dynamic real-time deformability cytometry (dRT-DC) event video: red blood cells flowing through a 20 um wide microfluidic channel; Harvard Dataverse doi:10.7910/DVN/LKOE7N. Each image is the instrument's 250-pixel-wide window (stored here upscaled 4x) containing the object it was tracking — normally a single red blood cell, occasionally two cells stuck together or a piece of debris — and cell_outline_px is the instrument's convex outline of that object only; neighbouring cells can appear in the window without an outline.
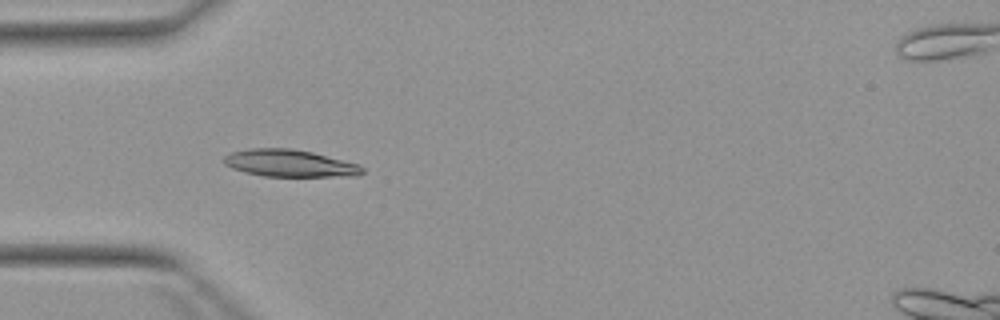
{"species": "Egyptian fruit bat (a non-hibernating species)", "species_latin": "Rousettus aegyptiacus", "temperature_condition": "warm", "stored_images_in_passage": 4, "camera_frame_rate_fps": 3000, "um_per_image_px": 0.085, "animal": {"sex": "female"}, "frame": {"image": 1, "passage_image": 2, "time_ms": 2.0, "image_size_px": [1000, 320], "cell_outline_px": [[364, 172], [356, 176], [264, 176], [244, 172], [232, 168], [224, 164], [224, 156], [232, 152], [248, 148], [292, 148], [312, 152], [356, 164], [364, 168]], "centroid_in_image_um": [24.58, 13.87], "position_along_channel_um": 60.4, "area_um2": 21.73}}
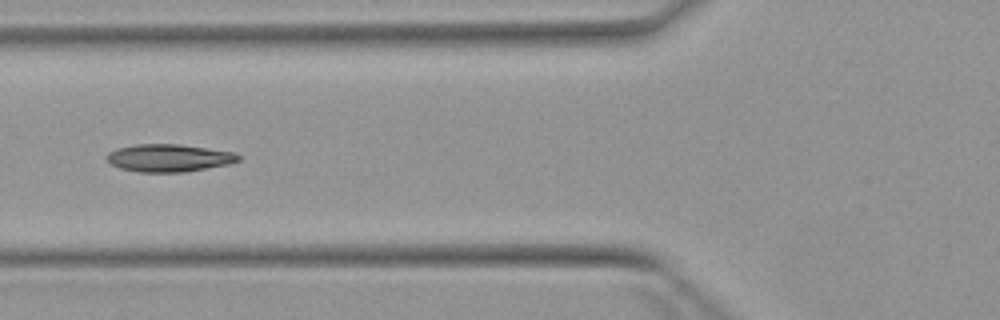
{"frame": {"image": 2, "passage_image": 3, "time_ms": 3.333, "image_size_px": [1000, 320], "cell_outline_px": [[240, 160], [228, 164], [184, 172], [140, 172], [120, 168], [108, 164], [108, 152], [116, 148], [136, 144], [180, 144], [232, 152], [240, 156]], "centroid_in_image_um": [14.31, 13.42], "position_along_channel_um": 111.5, "area_um2": 21.04}}
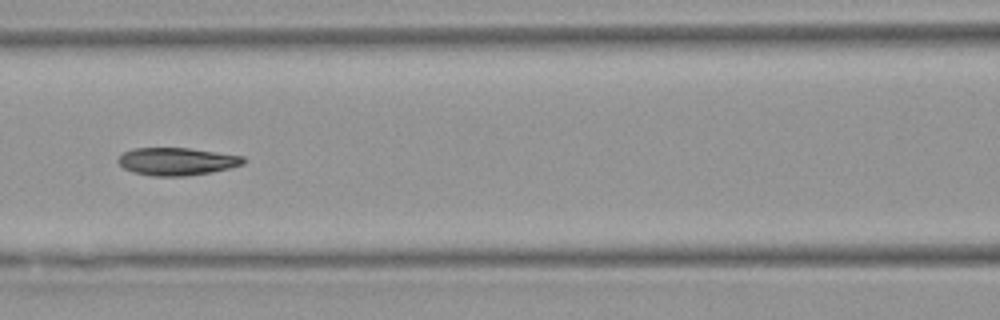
{"frame": {"image": 3, "passage_image": 4, "time_ms": 4.333, "image_size_px": [1000, 320], "cell_outline_px": [[244, 164], [212, 172], [188, 176], [152, 176], [132, 172], [124, 168], [116, 160], [124, 152], [132, 148], [188, 148], [244, 156]], "centroid_in_image_um": [15.01, 13.72], "position_along_channel_um": 151.6, "area_um2": 20.17}}